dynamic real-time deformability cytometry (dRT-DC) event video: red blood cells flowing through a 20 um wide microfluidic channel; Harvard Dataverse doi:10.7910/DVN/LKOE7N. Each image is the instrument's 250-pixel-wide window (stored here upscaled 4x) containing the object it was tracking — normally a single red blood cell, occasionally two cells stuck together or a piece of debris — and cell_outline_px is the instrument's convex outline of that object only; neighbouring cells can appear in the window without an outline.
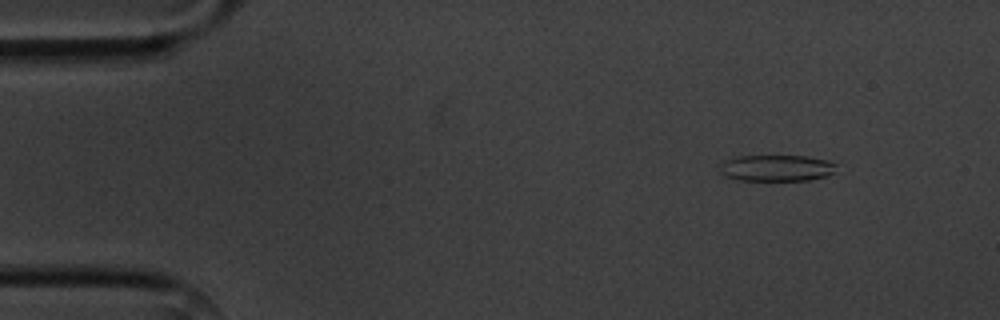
{"species": "common noctule bat (a hibernating species)", "species_latin": "Nyctalus noctula", "temperature_condition": "cold", "stored_images_in_passage": 9, "camera_frame_rate_fps": 3000, "um_per_image_px": 0.085, "animal": {"sex": "male", "body_mass_g": 20.1, "forearm_length_mm": 53.5}, "frame": {"image": 1, "passage_image": 1, "time_ms": 0.0, "image_size_px": [1000, 320], "cell_outline_px": [[836, 164], [832, 172], [824, 176], [808, 180], [740, 180], [724, 176], [720, 172], [720, 164], [724, 160], [736, 156], [808, 156], [828, 160]], "centroid_in_image_um": [65.95, 14.27], "position_along_channel_um": 19.1, "area_um2": 17.8}}
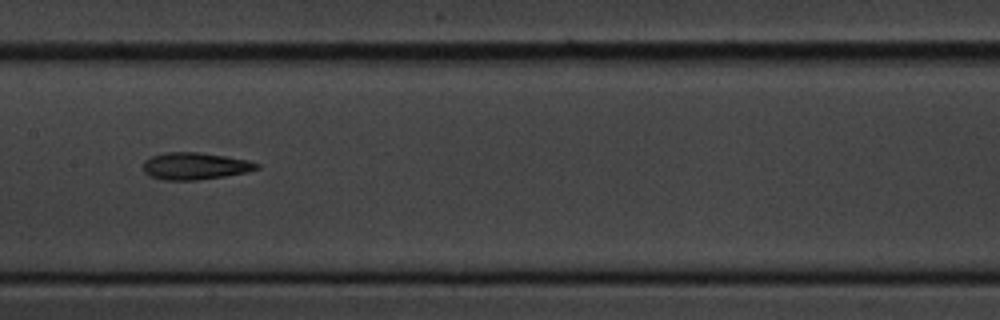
{"frame": {"image": 2, "passage_image": 7, "time_ms": 7.0, "image_size_px": [1000, 320], "cell_outline_px": [[260, 168], [248, 172], [224, 176], [196, 180], [164, 180], [152, 176], [144, 172], [144, 160], [152, 156], [168, 152], [200, 152], [248, 160], [260, 164]], "centroid_in_image_um": [16.61, 14.11], "position_along_channel_um": 190.8, "area_um2": 17.8}}
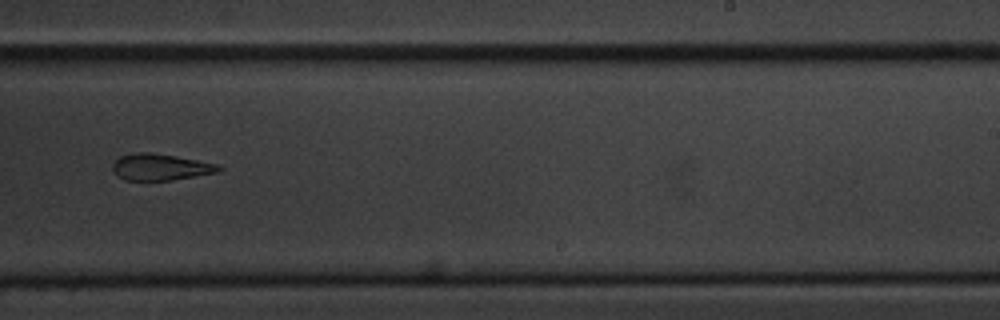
{"frame": {"image": 3, "passage_image": 9, "time_ms": 9.333, "image_size_px": [1000, 320], "cell_outline_px": [[224, 168], [220, 172], [172, 180], [124, 180], [112, 168], [112, 164], [120, 156], [136, 152], [148, 152], [176, 156], [216, 164]], "centroid_in_image_um": [13.66, 14.2], "position_along_channel_um": 275.3, "area_um2": 16.24}}